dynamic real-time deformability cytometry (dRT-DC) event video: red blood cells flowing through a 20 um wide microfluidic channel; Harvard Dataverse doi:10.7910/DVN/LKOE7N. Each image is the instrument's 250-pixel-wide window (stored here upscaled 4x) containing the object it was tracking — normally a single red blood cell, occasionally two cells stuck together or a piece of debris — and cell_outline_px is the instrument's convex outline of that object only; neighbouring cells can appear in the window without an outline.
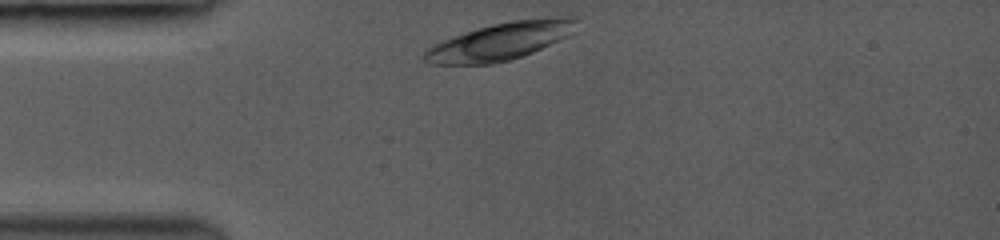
{"species": "common noctule bat (a hibernating species)", "species_latin": "Nyctalus noctula", "temperature_condition": "room temperature", "stored_images_in_passage": 3, "camera_frame_rate_fps": 3000, "um_per_image_px": 0.085, "animal": {"sex": "female", "body_mass_g": 19.0, "forearm_length_mm": 53.3}, "frame": {"image": 1, "passage_image": 1, "time_ms": 0.0, "image_size_px": [1000, 240], "cell_outline_px": [[580, 20], [564, 36], [532, 52], [508, 60], [492, 64], [432, 64], [420, 60], [420, 56], [432, 44], [440, 40], [452, 36], [492, 24], [512, 20], [548, 16], [576, 16]], "centroid_in_image_um": [42.43, 3.5], "position_along_channel_um": 42.6, "area_um2": 33.06}}